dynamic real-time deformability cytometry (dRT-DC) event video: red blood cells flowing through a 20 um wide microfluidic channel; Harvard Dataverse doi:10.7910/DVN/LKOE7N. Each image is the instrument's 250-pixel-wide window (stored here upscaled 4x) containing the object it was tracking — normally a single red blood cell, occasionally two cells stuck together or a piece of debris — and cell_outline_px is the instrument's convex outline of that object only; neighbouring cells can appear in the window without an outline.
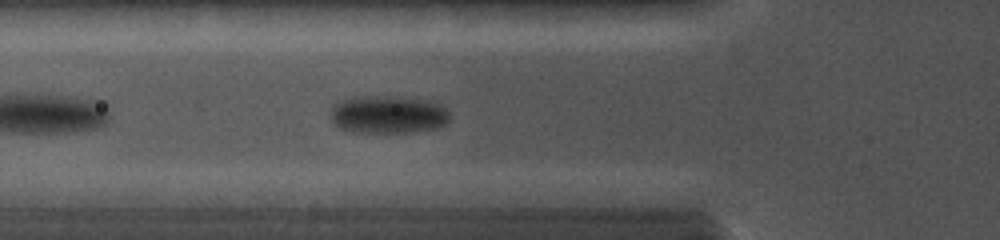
{"species": "common noctule bat (a hibernating species)", "species_latin": "Nyctalus noctula", "temperature_condition": "cold", "stored_images_in_passage": 30, "camera_frame_rate_fps": 5000, "um_per_image_px": 0.085, "animal": {"sex": "female", "body_mass_g": 19.0, "forearm_length_mm": 56.7}, "frame": {"image": 1, "passage_image": 7, "time_ms": 2.2, "image_size_px": [1000, 240], "cell_outline_px": [[452, 120], [448, 124], [436, 128], [412, 132], [356, 132], [340, 128], [332, 120], [328, 108], [332, 104], [344, 96], [400, 96], [436, 100], [444, 104]], "centroid_in_image_um": [33.01, 9.69], "position_along_channel_um": 92.8, "area_um2": 27.46}}
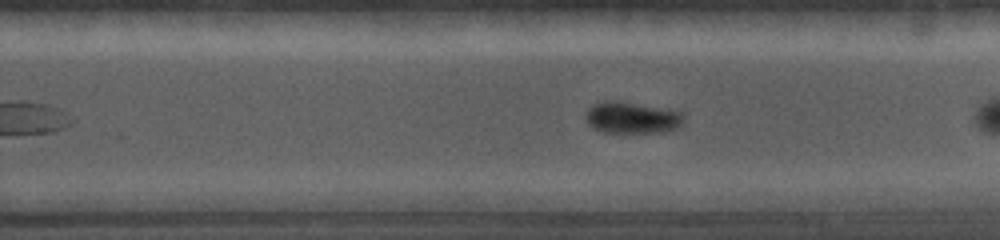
{"frame": {"image": 2, "passage_image": 18, "time_ms": 5.2, "image_size_px": [1000, 240], "cell_outline_px": [[684, 120], [680, 128], [664, 132], [600, 132], [592, 128], [588, 124], [584, 116], [588, 108], [592, 104], [604, 100], [616, 100], [660, 108], [680, 112], [684, 116]], "centroid_in_image_um": [53.67, 10.01], "position_along_channel_um": 276.1, "area_um2": 18.21}}
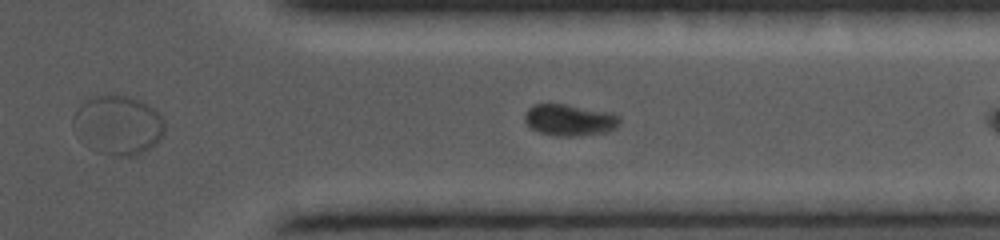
{"frame": {"image": 3, "passage_image": 28, "time_ms": 7.2, "image_size_px": [1000, 240], "cell_outline_px": [[620, 124], [616, 128], [608, 132], [576, 136], [556, 136], [540, 132], [532, 128], [524, 120], [524, 116], [528, 108], [536, 104], [564, 104], [612, 112], [620, 116]], "centroid_in_image_um": [48.46, 10.2], "position_along_channel_um": 362.9, "area_um2": 17.51}}